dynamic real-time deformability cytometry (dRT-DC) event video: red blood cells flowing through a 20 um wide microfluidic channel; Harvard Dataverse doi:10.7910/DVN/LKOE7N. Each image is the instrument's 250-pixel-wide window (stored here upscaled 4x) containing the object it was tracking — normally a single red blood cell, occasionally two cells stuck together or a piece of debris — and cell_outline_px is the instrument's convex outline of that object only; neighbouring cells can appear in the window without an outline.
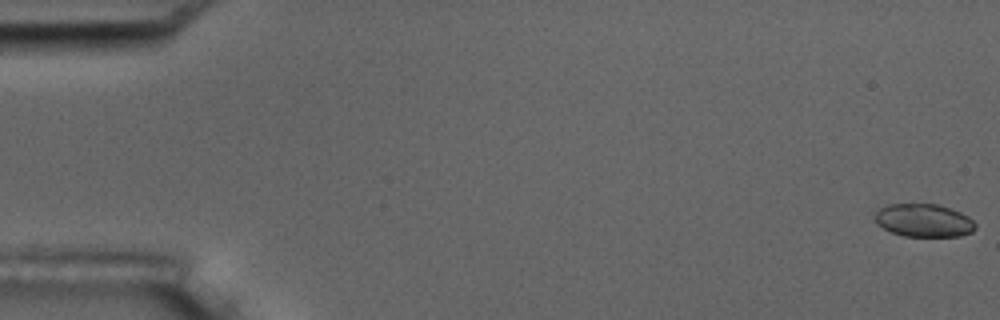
{"species": "common noctule bat (a hibernating species)", "species_latin": "Nyctalus noctula", "temperature_condition": "room temperature", "stored_images_in_passage": 5, "camera_frame_rate_fps": 3000, "um_per_image_px": 0.085, "animal": {"sex": "male", "body_mass_g": 17.5, "forearm_length_mm": 52.3}, "frame": {"image": 1, "passage_image": 1, "time_ms": 0.0, "image_size_px": [1000, 320], "cell_outline_px": [[976, 228], [972, 232], [960, 236], [904, 236], [892, 232], [876, 224], [872, 216], [880, 208], [888, 204], [936, 204], [960, 212], [968, 216], [976, 224]], "centroid_in_image_um": [78.5, 18.74], "position_along_channel_um": 6.5, "area_um2": 19.36}}